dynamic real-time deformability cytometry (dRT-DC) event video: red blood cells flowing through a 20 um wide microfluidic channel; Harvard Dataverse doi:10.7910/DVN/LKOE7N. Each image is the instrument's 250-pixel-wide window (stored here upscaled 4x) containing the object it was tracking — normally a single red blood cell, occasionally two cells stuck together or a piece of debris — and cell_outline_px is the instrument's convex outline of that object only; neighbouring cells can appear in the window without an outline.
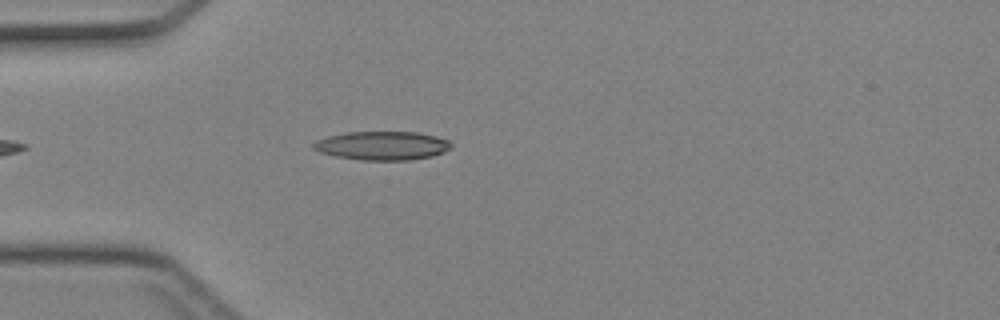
{"species": "Egyptian fruit bat (a non-hibernating species)", "species_latin": "Rousettus aegyptiacus", "temperature_condition": "cold", "stored_images_in_passage": 34, "camera_frame_rate_fps": 3000, "um_per_image_px": 0.085, "animal": {"sex": "female"}, "frame": {"image": 1, "passage_image": 5, "time_ms": 1.333, "image_size_px": [1000, 320], "cell_outline_px": [[452, 148], [444, 152], [432, 156], [408, 160], [364, 160], [336, 156], [320, 152], [312, 148], [312, 144], [316, 140], [328, 136], [348, 132], [416, 132], [436, 136], [448, 140], [452, 144]], "centroid_in_image_um": [32.5, 12.38], "position_along_channel_um": 52.5, "area_um2": 23.0}}
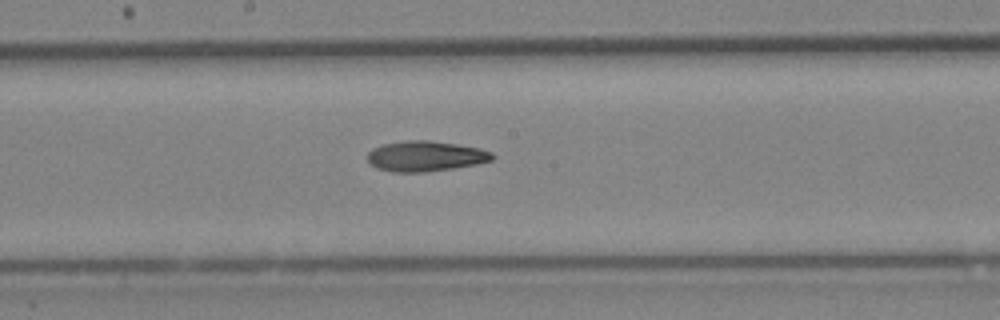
{"frame": {"image": 2, "passage_image": 16, "time_ms": 5.0, "image_size_px": [1000, 320], "cell_outline_px": [[496, 156], [492, 160], [476, 164], [452, 168], [424, 172], [392, 172], [376, 168], [368, 164], [364, 156], [372, 148], [384, 144], [404, 140], [428, 140], [456, 144], [480, 148], [492, 152]], "centroid_in_image_um": [36.1, 13.27], "position_along_channel_um": 212.1, "area_um2": 22.37}}
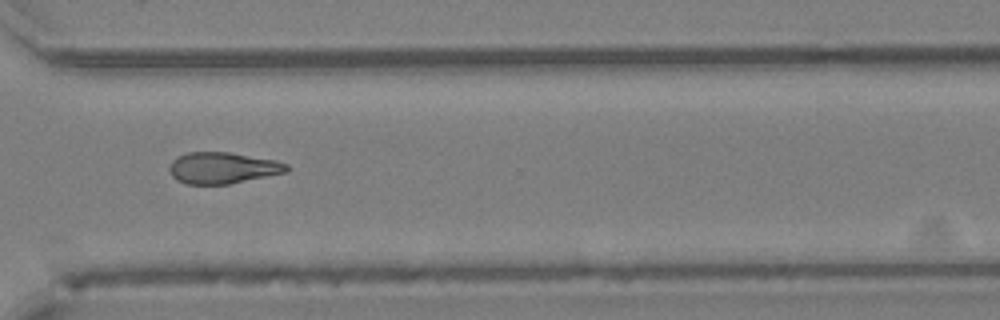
{"frame": {"image": 3, "passage_image": 25, "time_ms": 8.0, "image_size_px": [1000, 320], "cell_outline_px": [[288, 172], [228, 184], [184, 184], [176, 180], [172, 176], [168, 168], [172, 160], [176, 156], [188, 152], [228, 152], [276, 160], [288, 164]], "centroid_in_image_um": [18.9, 14.27], "position_along_channel_um": 351.7, "area_um2": 21.56}}